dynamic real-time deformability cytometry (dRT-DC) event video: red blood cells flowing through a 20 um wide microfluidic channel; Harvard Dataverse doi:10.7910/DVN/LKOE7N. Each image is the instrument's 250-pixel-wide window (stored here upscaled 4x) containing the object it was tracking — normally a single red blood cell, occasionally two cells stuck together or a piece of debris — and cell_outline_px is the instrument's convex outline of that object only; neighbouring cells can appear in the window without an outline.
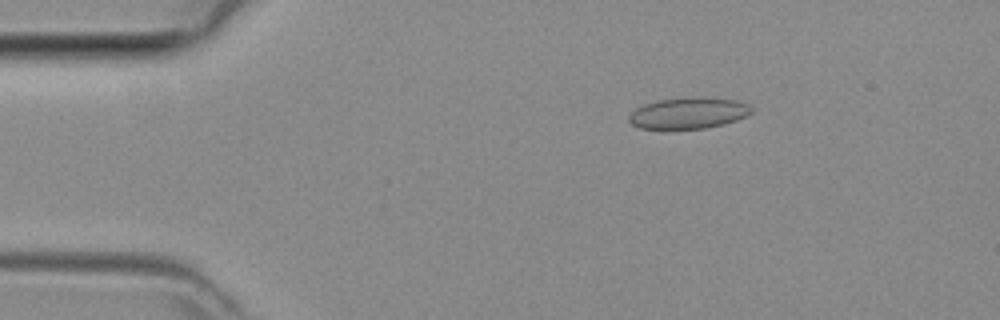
{"species": "common noctule bat (a hibernating species)", "species_latin": "Nyctalus noctula", "temperature_condition": "room temperature", "stored_images_in_passage": 39, "camera_frame_rate_fps": 3000, "um_per_image_px": 0.085, "animal": {"sex": "female", "body_mass_g": 29.2, "forearm_length_mm": 56.3}, "frame": {"image": 1, "passage_image": 1, "time_ms": 0.0, "image_size_px": [1000, 320], "cell_outline_px": [[752, 112], [736, 120], [724, 124], [704, 128], [640, 128], [632, 124], [628, 120], [628, 116], [636, 108], [644, 104], [656, 100], [692, 96], [700, 96], [736, 100], [748, 104], [752, 108]], "centroid_in_image_um": [58.52, 9.58], "position_along_channel_um": 26.5, "area_um2": 22.31}}
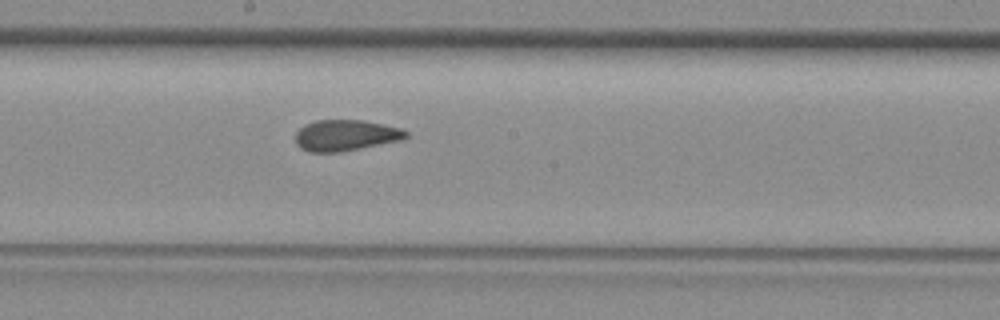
{"frame": {"image": 2, "passage_image": 18, "time_ms": 5.667, "image_size_px": [1000, 320], "cell_outline_px": [[408, 136], [404, 140], [340, 152], [308, 152], [300, 148], [296, 144], [296, 132], [304, 124], [316, 120], [364, 120], [400, 128], [408, 132]], "centroid_in_image_um": [29.38, 11.51], "position_along_channel_um": 218.8, "area_um2": 20.17}}
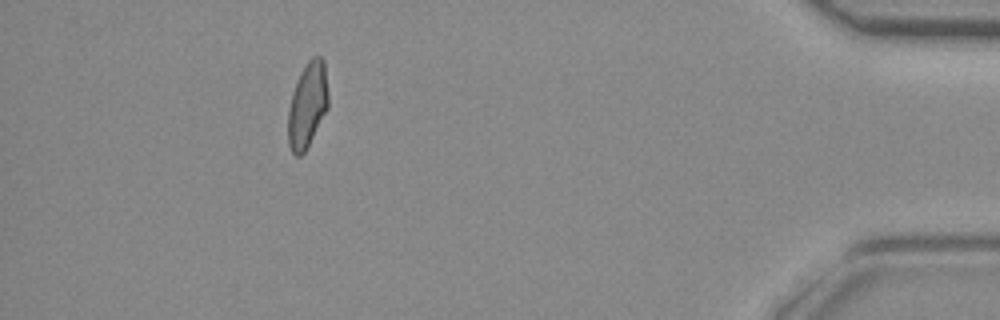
{"frame": {"image": 3, "passage_image": 35, "time_ms": 11.333, "image_size_px": [1000, 320], "cell_outline_px": [[328, 108], [304, 152], [300, 156], [296, 156], [292, 152], [288, 144], [288, 108], [292, 92], [300, 72], [308, 60], [312, 56], [320, 56], [324, 60], [328, 92]], "centroid_in_image_um": [26.12, 8.9], "position_along_channel_um": 409.1, "area_um2": 20.0}}